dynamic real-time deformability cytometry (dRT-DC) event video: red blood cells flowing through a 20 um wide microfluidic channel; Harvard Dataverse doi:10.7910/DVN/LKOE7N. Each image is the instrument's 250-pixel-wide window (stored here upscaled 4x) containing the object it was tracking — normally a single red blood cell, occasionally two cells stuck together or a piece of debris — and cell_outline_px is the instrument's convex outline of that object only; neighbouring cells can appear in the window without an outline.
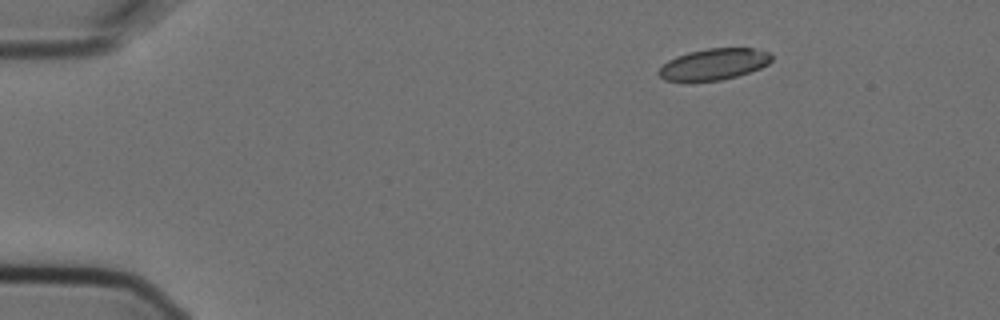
{"species": "Egyptian fruit bat (a non-hibernating species)", "species_latin": "Rousettus aegyptiacus", "temperature_condition": "cold", "stored_images_in_passage": 5, "camera_frame_rate_fps": 3000, "um_per_image_px": 0.085, "animal": {"sex": "female"}, "frame": {"image": 1, "passage_image": 1, "time_ms": 0.0, "image_size_px": [1000, 320], "cell_outline_px": [[772, 60], [768, 64], [760, 68], [736, 76], [720, 80], [664, 80], [656, 72], [668, 60], [676, 56], [688, 52], [708, 48], [752, 48], [768, 52], [772, 56]], "centroid_in_image_um": [60.68, 5.44], "position_along_channel_um": 24.3, "area_um2": 20.29}}